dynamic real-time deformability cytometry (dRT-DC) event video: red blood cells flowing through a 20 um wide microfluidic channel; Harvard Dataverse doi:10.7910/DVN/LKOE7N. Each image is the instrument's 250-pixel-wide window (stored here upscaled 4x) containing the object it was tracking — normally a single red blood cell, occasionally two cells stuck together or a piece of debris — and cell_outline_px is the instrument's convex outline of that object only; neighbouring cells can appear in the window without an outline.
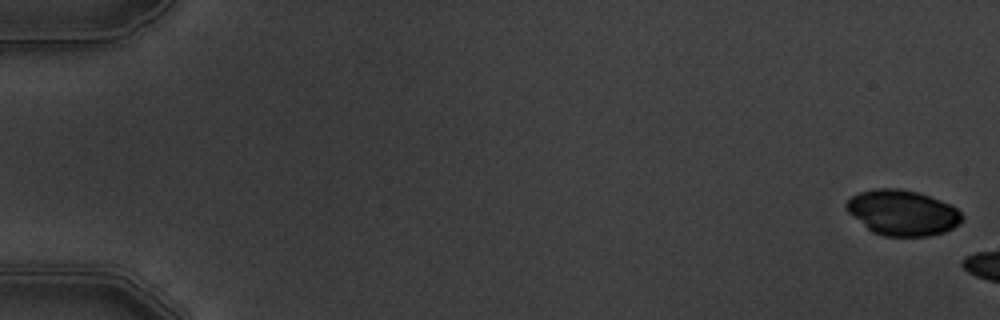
{"species": "common noctule bat (a hibernating species)", "species_latin": "Nyctalus noctula", "temperature_condition": "warm", "stored_images_in_passage": 3, "camera_frame_rate_fps": 3000, "um_per_image_px": 0.085, "animal": {"sex": "male", "body_mass_g": 19.5, "forearm_length_mm": 54.6}, "frame": {"image": 1, "passage_image": 1, "time_ms": 0.0, "image_size_px": [1000, 320], "cell_outline_px": [[964, 216], [952, 228], [944, 232], [928, 236], [884, 236], [872, 232], [852, 216], [844, 208], [844, 204], [852, 196], [860, 192], [876, 188], [900, 188], [916, 192], [940, 200], [956, 208]], "centroid_in_image_um": [76.66, 18.08], "position_along_channel_um": 8.3, "area_um2": 30.4}}